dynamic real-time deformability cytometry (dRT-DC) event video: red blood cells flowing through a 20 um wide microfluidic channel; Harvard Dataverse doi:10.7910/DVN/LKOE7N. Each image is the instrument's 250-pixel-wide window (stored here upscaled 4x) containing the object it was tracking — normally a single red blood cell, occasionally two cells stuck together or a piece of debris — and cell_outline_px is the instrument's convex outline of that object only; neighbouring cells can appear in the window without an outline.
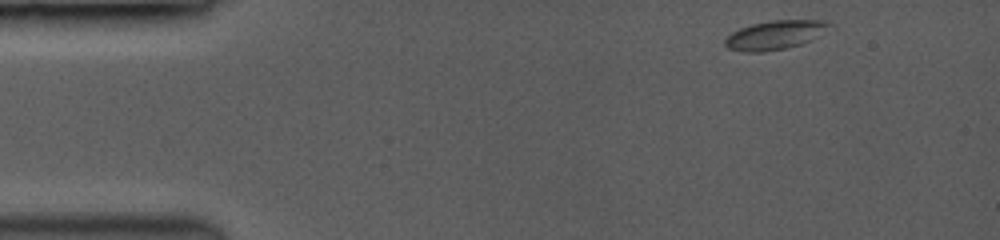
{"species": "common noctule bat (a hibernating species)", "species_latin": "Nyctalus noctula", "temperature_condition": "room temperature", "stored_images_in_passage": 48, "camera_frame_rate_fps": 3500, "um_per_image_px": 0.085, "animal": {"sex": "female", "body_mass_g": 19.0, "forearm_length_mm": 53.3}, "frame": {"image": 1, "passage_image": 1, "time_ms": 0.0, "image_size_px": [1000, 240], "cell_outline_px": [[828, 24], [808, 40], [800, 44], [784, 48], [760, 52], [748, 52], [728, 48], [724, 44], [724, 40], [732, 32], [740, 28], [752, 24], [776, 20], [816, 20]], "centroid_in_image_um": [65.7, 2.98], "position_along_channel_um": 19.3, "area_um2": 16.53}}
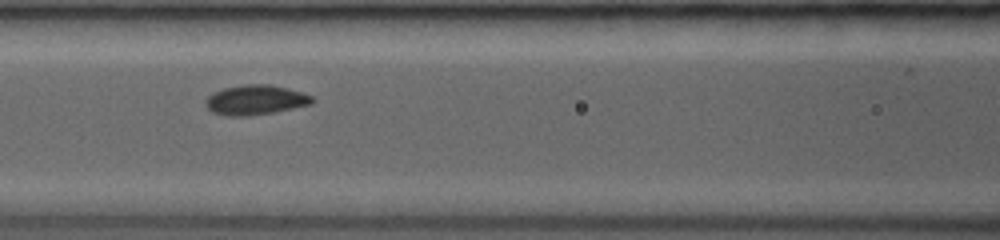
{"frame": {"image": 2, "passage_image": 20, "time_ms": 5.429, "image_size_px": [1000, 240], "cell_outline_px": [[312, 104], [272, 112], [244, 116], [228, 116], [212, 112], [208, 108], [208, 96], [224, 88], [244, 84], [268, 84], [300, 92], [312, 96]], "centroid_in_image_um": [21.72, 8.49], "position_along_channel_um": 144.9, "area_um2": 17.92}}
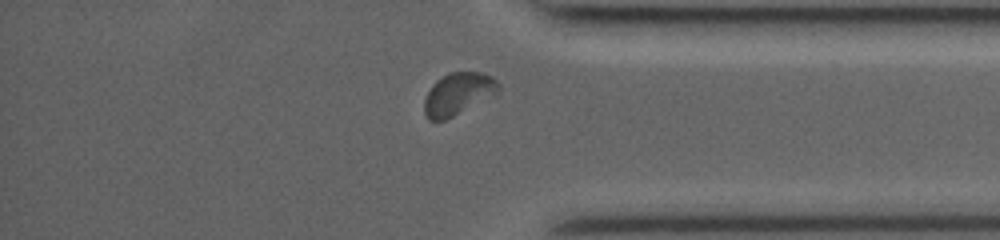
{"frame": {"image": 3, "passage_image": 42, "time_ms": 11.714, "image_size_px": [1000, 240], "cell_outline_px": [[500, 92], [496, 96], [444, 120], [428, 120], [424, 112], [424, 100], [432, 84], [436, 80], [452, 72], [480, 72], [492, 76], [500, 84]], "centroid_in_image_um": [38.99, 7.98], "position_along_channel_um": 396.2, "area_um2": 18.44}, "authors_computed_cell_mechanics": {"area_um2": 17.1666, "velocity_mm_per_s": 4.0343, "shape_relaxation_time_tau1_ms": 1.6206, "shape_relaxation_time_tau2_ms": null, "deformation_change_tau1": 0.0975, "deformation_change_tau2": null}}